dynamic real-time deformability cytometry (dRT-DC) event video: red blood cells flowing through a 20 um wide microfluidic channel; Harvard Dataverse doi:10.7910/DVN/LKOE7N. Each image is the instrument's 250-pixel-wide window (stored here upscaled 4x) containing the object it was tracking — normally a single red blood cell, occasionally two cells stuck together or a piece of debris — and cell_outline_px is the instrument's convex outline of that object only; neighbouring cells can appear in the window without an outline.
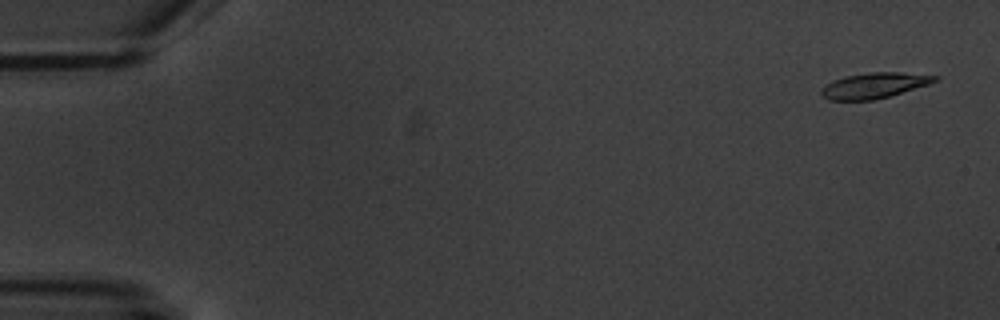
{"species": "common noctule bat (a hibernating species)", "species_latin": "Nyctalus noctula", "temperature_condition": "warm", "stored_images_in_passage": 6, "camera_frame_rate_fps": 3000, "um_per_image_px": 0.085, "animal": {"sex": "male", "body_mass_g": 20.1, "forearm_length_mm": 53.5}, "frame": {"image": 1, "passage_image": 1, "time_ms": 0.0, "image_size_px": [1000, 320], "cell_outline_px": [[940, 80], [928, 84], [888, 96], [872, 100], [828, 100], [820, 92], [820, 88], [832, 80], [844, 76], [868, 72], [900, 72], [940, 76]], "centroid_in_image_um": [74.28, 7.25], "position_along_channel_um": 10.7, "area_um2": 16.88}}